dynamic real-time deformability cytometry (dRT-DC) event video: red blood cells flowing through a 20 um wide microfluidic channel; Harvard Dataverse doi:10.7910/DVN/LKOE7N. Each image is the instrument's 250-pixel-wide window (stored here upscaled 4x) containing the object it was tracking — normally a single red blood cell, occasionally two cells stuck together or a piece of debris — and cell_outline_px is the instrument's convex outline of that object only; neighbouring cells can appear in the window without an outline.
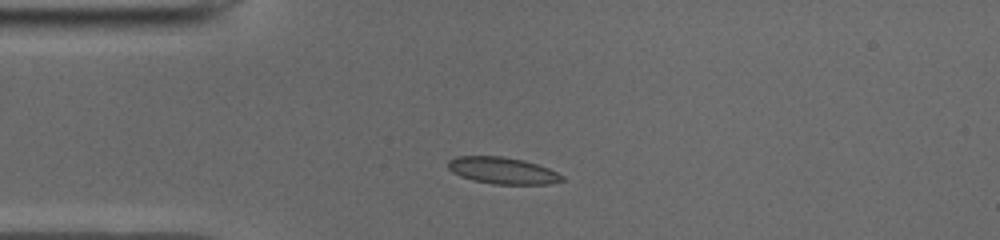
{"species": "common noctule bat (a hibernating species)", "species_latin": "Nyctalus noctula", "temperature_condition": "cold", "stored_images_in_passage": 39, "camera_frame_rate_fps": 3000, "um_per_image_px": 0.085, "animal": {"sex": "male", "body_mass_g": 19.0, "forearm_length_mm": 50.8}, "frame": {"image": 1, "passage_image": 1, "time_ms": 0.0, "image_size_px": [1000, 240], "cell_outline_px": [[564, 180], [548, 184], [492, 184], [472, 180], [460, 176], [452, 172], [448, 168], [448, 160], [456, 156], [504, 156], [524, 160], [548, 168], [564, 176]], "centroid_in_image_um": [42.69, 14.49], "position_along_channel_um": 42.3, "area_um2": 17.8}}
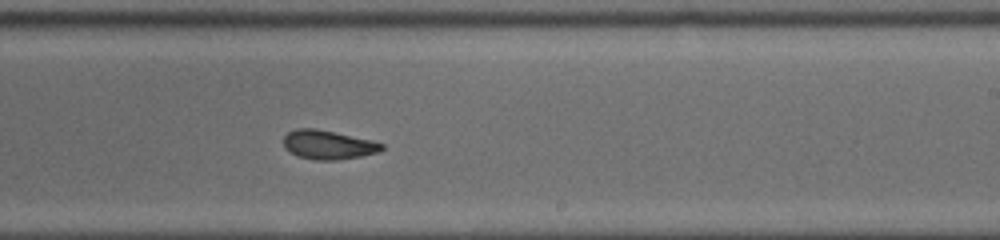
{"frame": {"image": 2, "passage_image": 19, "time_ms": 6.0, "image_size_px": [1000, 240], "cell_outline_px": [[384, 148], [380, 152], [340, 160], [316, 160], [296, 156], [284, 148], [284, 136], [288, 132], [296, 128], [316, 128], [372, 140], [384, 144]], "centroid_in_image_um": [27.89, 12.31], "position_along_channel_um": 261.1, "area_um2": 16.76}}
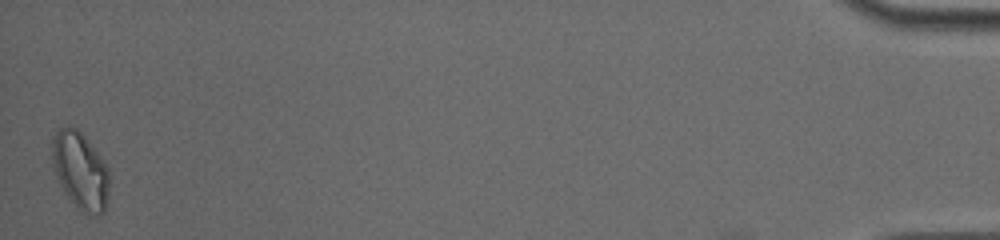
{"frame": {"image": 3, "passage_image": 39, "time_ms": 12.667, "image_size_px": [1000, 240], "cell_outline_px": [[108, 196], [104, 212], [100, 216], [96, 216], [80, 212], [76, 208], [64, 192], [56, 176], [52, 164], [52, 136], [60, 128], [68, 124], [76, 128], [84, 136], [104, 160], [108, 168]], "centroid_in_image_um": [6.82, 14.52], "position_along_channel_um": 428.4, "area_um2": 26.07}, "authors_computed_cell_mechanics": {"area_um2": 17.2244, "velocity_mm_per_s": 3.9462, "shape_relaxation_time_tau1_ms": 8.7816, "shape_relaxation_time_tau2_ms": 3.7332, "deformation_change_tau1": 0.2151, "deformation_change_tau2": 0.0919}}